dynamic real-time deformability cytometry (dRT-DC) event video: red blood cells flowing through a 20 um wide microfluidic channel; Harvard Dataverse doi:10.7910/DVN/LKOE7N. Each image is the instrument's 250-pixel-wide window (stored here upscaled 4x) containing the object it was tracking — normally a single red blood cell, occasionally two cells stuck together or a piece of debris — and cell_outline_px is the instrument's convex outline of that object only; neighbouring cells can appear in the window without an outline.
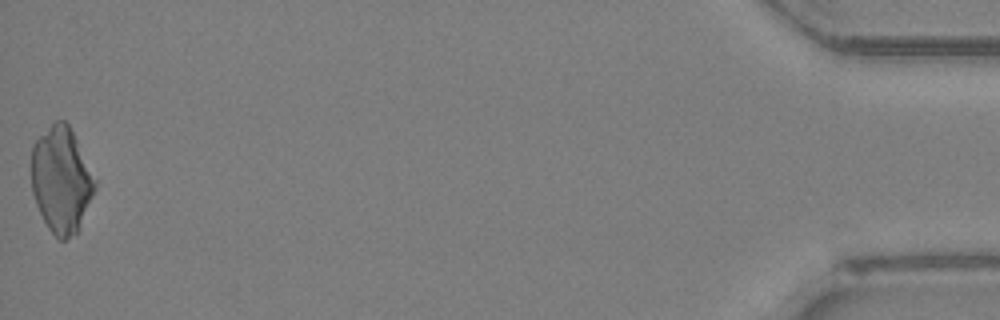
{"species": "Egyptian fruit bat (a non-hibernating species)", "species_latin": "Rousettus aegyptiacus", "temperature_condition": "room temperature", "stored_images_in_passage": 48, "camera_frame_rate_fps": 3000, "um_per_image_px": 0.085, "animal": {"sex": "female"}, "frame": {"image": 1, "passage_image": 48, "time_ms": 15.667, "image_size_px": [1000, 320], "cell_outline_px": [[96, 188], [76, 232], [64, 240], [60, 240], [48, 228], [36, 204], [32, 192], [32, 144], [56, 120], [64, 120], [68, 124], [96, 180]], "centroid_in_image_um": [5.19, 15.28], "position_along_channel_um": 430.0, "area_um2": 38.38}}